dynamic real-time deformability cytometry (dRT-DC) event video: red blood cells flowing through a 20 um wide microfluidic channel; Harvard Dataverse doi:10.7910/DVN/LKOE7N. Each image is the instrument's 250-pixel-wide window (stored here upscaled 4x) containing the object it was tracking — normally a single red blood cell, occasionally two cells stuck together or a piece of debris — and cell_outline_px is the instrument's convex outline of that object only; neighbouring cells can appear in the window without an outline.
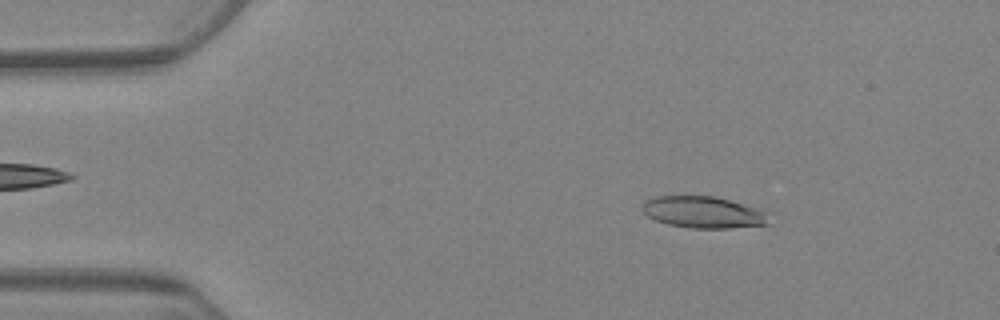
{"species": "Egyptian fruit bat (a non-hibernating species)", "species_latin": "Rousettus aegyptiacus", "temperature_condition": "warm", "stored_images_in_passage": 7, "camera_frame_rate_fps": 3000, "um_per_image_px": 0.085, "animal": {"sex": "female"}, "frame": {"image": 1, "passage_image": 2, "time_ms": 1.333, "image_size_px": [1000, 320], "cell_outline_px": [[772, 224], [728, 228], [688, 228], [668, 224], [656, 220], [648, 216], [640, 208], [648, 200], [656, 196], [716, 196], [756, 208], [768, 212]], "centroid_in_image_um": [59.83, 18.05], "position_along_channel_um": 25.2, "area_um2": 23.41}}
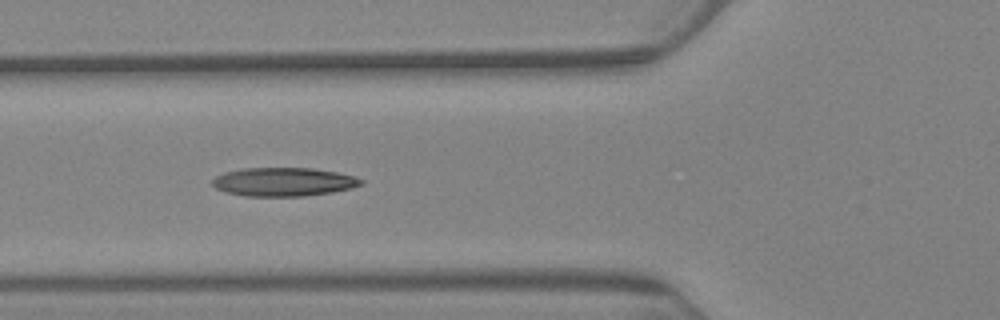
{"frame": {"image": 2, "passage_image": 6, "time_ms": 6.0, "image_size_px": [1000, 320], "cell_outline_px": [[364, 184], [352, 188], [332, 192], [304, 196], [244, 196], [224, 192], [216, 188], [212, 184], [212, 180], [216, 176], [224, 172], [244, 168], [312, 168], [336, 172], [352, 176], [364, 180]], "centroid_in_image_um": [24.09, 15.46], "position_along_channel_um": 101.7, "area_um2": 24.85}}
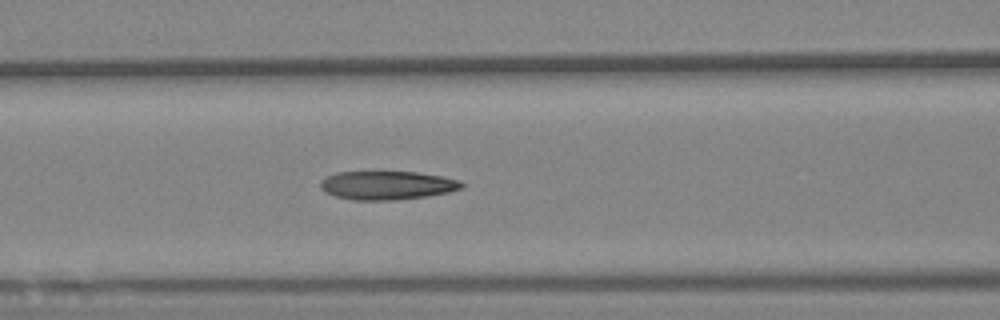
{"frame": {"image": 3, "passage_image": 7, "time_ms": 7.0, "image_size_px": [1000, 320], "cell_outline_px": [[464, 188], [448, 192], [428, 196], [396, 200], [352, 200], [336, 196], [324, 192], [320, 188], [320, 180], [336, 172], [416, 172], [440, 176], [460, 180], [464, 184]], "centroid_in_image_um": [32.9, 15.76], "position_along_channel_um": 133.7, "area_um2": 23.64}}